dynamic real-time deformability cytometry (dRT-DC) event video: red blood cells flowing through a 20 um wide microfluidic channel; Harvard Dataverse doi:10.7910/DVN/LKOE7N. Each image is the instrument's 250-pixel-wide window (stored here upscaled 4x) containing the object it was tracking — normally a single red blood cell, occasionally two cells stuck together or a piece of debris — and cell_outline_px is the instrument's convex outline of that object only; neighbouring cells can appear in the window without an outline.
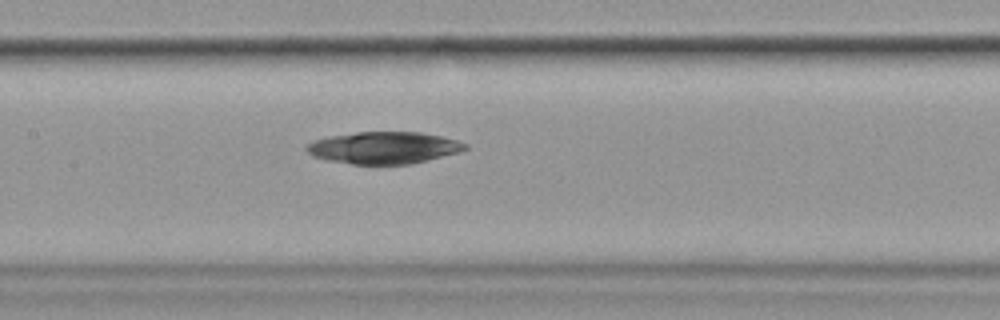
{"species": "common noctule bat (a hibernating species)", "species_latin": "Nyctalus noctula", "temperature_condition": "cold", "stored_images_in_passage": 4, "camera_frame_rate_fps": 3000, "um_per_image_px": 0.085, "animal": {"sex": "female", "body_mass_g": 19.9}, "frame": {"image": 1, "passage_image": 4, "time_ms": 4.333, "image_size_px": [1000, 320], "cell_outline_px": [[468, 148], [460, 152], [412, 164], [352, 164], [328, 160], [312, 156], [304, 148], [312, 140], [328, 136], [356, 132], [420, 132], [440, 136], [456, 140], [468, 144]], "centroid_in_image_um": [32.61, 12.56], "position_along_channel_um": 174.8, "area_um2": 29.65}}